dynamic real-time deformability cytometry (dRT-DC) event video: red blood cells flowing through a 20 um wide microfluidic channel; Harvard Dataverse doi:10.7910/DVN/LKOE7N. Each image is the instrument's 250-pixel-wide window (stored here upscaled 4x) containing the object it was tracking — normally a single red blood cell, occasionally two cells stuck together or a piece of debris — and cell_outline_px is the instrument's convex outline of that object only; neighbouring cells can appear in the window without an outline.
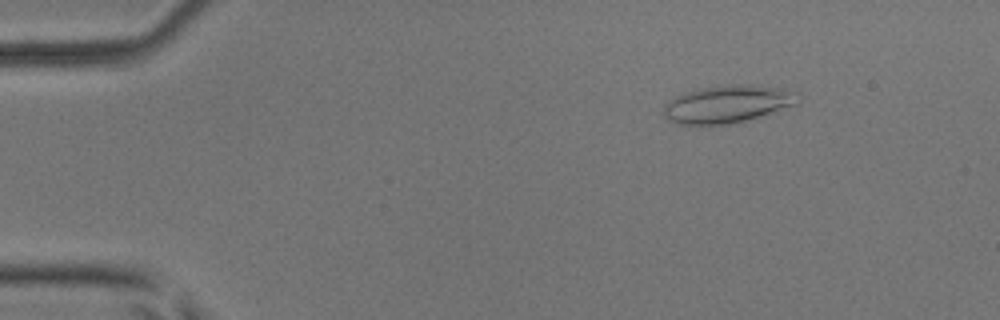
{"species": "common noctule bat (a hibernating species)", "species_latin": "Nyctalus noctula", "temperature_condition": "room temperature", "stored_images_in_passage": 4, "camera_frame_rate_fps": 3000, "um_per_image_px": 0.085, "animal": {"sex": "male", "body_mass_g": 17.9, "forearm_length_mm": 54.2}, "frame": {"image": 1, "passage_image": 1, "time_ms": 0.0, "image_size_px": [1000, 320], "cell_outline_px": [[800, 100], [796, 104], [736, 124], [676, 124], [664, 116], [664, 108], [668, 100], [676, 96], [700, 88], [728, 84], [752, 84], [780, 88], [800, 92]], "centroid_in_image_um": [61.88, 8.83], "position_along_channel_um": 23.1, "area_um2": 29.54}}